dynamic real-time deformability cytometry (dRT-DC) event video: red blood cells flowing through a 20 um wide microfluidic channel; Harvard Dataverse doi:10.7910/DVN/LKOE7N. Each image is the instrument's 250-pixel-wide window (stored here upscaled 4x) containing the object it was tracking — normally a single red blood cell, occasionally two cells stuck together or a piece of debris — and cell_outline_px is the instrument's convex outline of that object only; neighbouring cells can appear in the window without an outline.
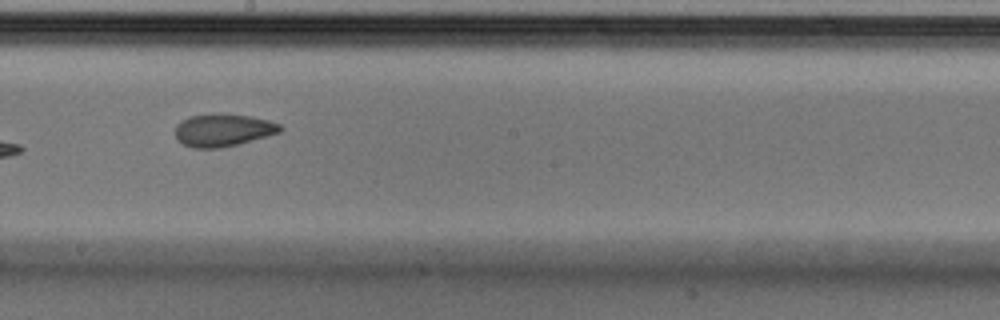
{"species": "Egyptian fruit bat (a non-hibernating species)", "species_latin": "Rousettus aegyptiacus", "temperature_condition": "cold", "stored_images_in_passage": 11, "camera_frame_rate_fps": 3000, "um_per_image_px": 0.085, "animal": {"sex": "male"}, "frame": {"image": 1, "passage_image": 8, "time_ms": 2.333, "image_size_px": [1000, 320], "cell_outline_px": [[284, 128], [280, 132], [236, 144], [220, 148], [192, 148], [176, 140], [176, 124], [180, 120], [188, 116], [216, 112], [224, 112], [252, 116], [268, 120], [280, 124]], "centroid_in_image_um": [18.92, 11.02], "position_along_channel_um": 229.3, "area_um2": 20.29}}